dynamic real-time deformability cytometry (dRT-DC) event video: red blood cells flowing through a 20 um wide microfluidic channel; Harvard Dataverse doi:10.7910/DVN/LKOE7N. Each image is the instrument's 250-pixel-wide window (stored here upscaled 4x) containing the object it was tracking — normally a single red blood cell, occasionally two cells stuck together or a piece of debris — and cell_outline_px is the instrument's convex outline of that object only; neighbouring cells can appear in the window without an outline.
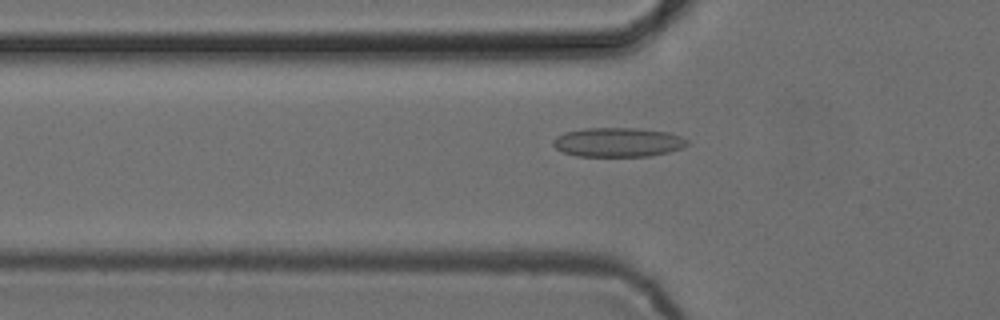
{"species": "common noctule bat (a hibernating species)", "species_latin": "Nyctalus noctula", "temperature_condition": "cold", "stored_images_in_passage": 42, "camera_frame_rate_fps": 3000, "um_per_image_px": 0.085, "animal": {"sex": "female", "body_mass_g": 24.6, "forearm_length_mm": 56.2}, "frame": {"image": 1, "passage_image": 7, "time_ms": 2.0, "image_size_px": [1000, 320], "cell_outline_px": [[688, 144], [680, 148], [668, 152], [648, 156], [576, 156], [564, 152], [556, 148], [552, 144], [552, 140], [556, 136], [564, 132], [584, 128], [636, 128], [668, 132], [680, 136], [688, 140]], "centroid_in_image_um": [52.49, 12.08], "position_along_channel_um": 73.3, "area_um2": 22.83}}
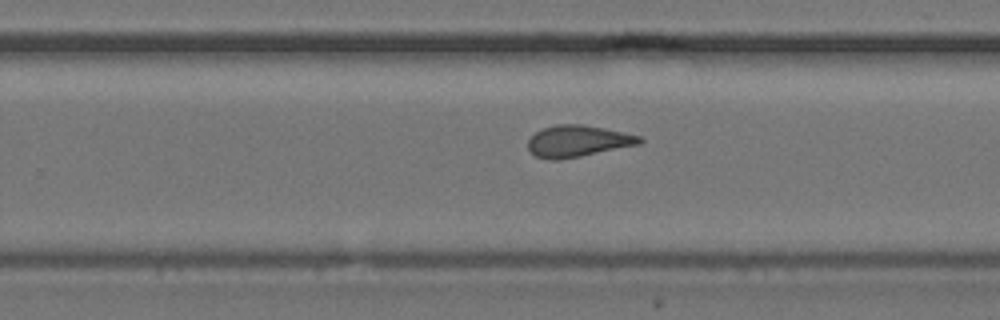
{"frame": {"image": 2, "passage_image": 23, "time_ms": 7.333, "image_size_px": [1000, 320], "cell_outline_px": [[644, 140], [640, 144], [580, 156], [556, 160], [552, 160], [536, 156], [528, 148], [528, 140], [536, 132], [544, 128], [556, 124], [584, 124], [604, 128], [640, 136]], "centroid_in_image_um": [49.12, 11.98], "position_along_channel_um": 280.7, "area_um2": 20.29}}
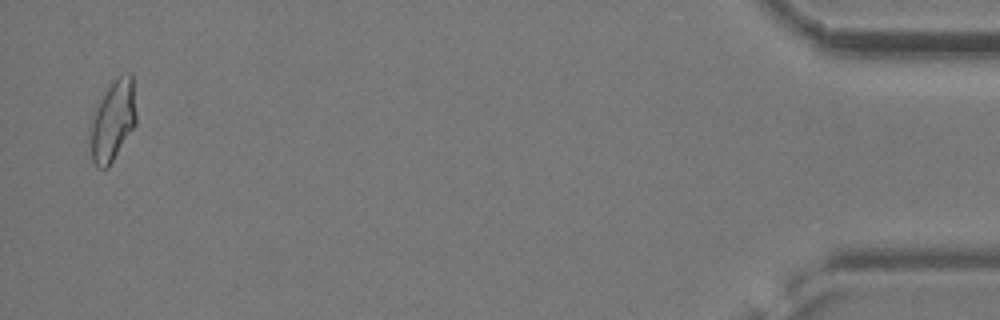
{"frame": {"image": 3, "passage_image": 41, "time_ms": 13.333, "image_size_px": [1000, 320], "cell_outline_px": [[136, 124], [108, 168], [96, 168], [92, 160], [88, 128], [92, 116], [100, 100], [112, 80], [116, 76], [128, 72], [132, 72], [136, 112]], "centroid_in_image_um": [9.58, 10.25], "position_along_channel_um": 425.6, "area_um2": 22.02}, "authors_computed_cell_mechanics": {"area_um2": 20.8369, "velocity_mm_per_s": 3.8836, "shape_relaxation_time_tau1_ms": null, "shape_relaxation_time_tau2_ms": 1.6628, "deformation_change_tau1": null, "deformation_change_tau2": 0.0733}}